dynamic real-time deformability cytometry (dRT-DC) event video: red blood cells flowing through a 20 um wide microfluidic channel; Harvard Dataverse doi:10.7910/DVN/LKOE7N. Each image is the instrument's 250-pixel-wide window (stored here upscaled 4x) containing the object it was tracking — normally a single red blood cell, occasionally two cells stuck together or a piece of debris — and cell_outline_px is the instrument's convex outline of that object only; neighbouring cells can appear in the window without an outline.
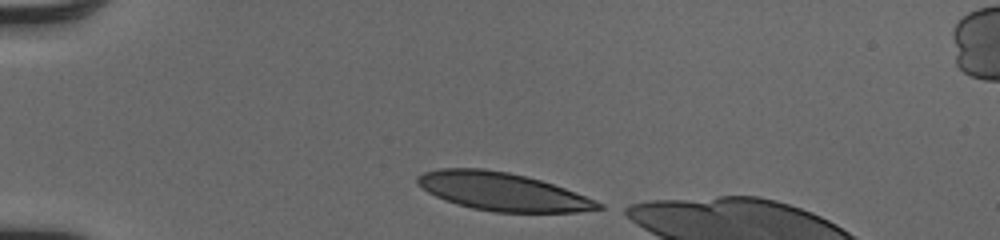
{"species": "human", "species_latin": "Homo sapiens", "temperature_condition": "cold", "stored_images_in_passage": 32, "camera_frame_rate_fps": 3000, "um_per_image_px": 0.085, "donor": {"sex": "male"}, "frame": {"image": 1, "passage_image": 1, "time_ms": 0.0, "image_size_px": [1000, 240], "cell_outline_px": [[604, 208], [576, 212], [496, 212], [472, 208], [456, 204], [444, 200], [428, 192], [416, 184], [416, 176], [424, 172], [440, 168], [484, 168], [508, 172], [540, 180], [564, 188], [596, 200], [604, 204]], "centroid_in_image_um": [42.67, 16.28], "position_along_channel_um": 42.3, "area_um2": 40.0}}
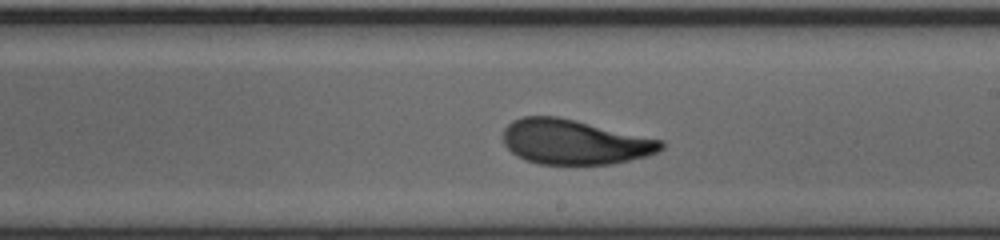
{"frame": {"image": 2, "passage_image": 19, "time_ms": 6.0, "image_size_px": [1000, 240], "cell_outline_px": [[664, 148], [648, 156], [612, 164], [540, 164], [516, 156], [504, 144], [504, 128], [512, 120], [524, 116], [556, 116], [576, 120], [664, 140]], "centroid_in_image_um": [48.85, 12.06], "position_along_channel_um": 240.2, "area_um2": 41.33}}
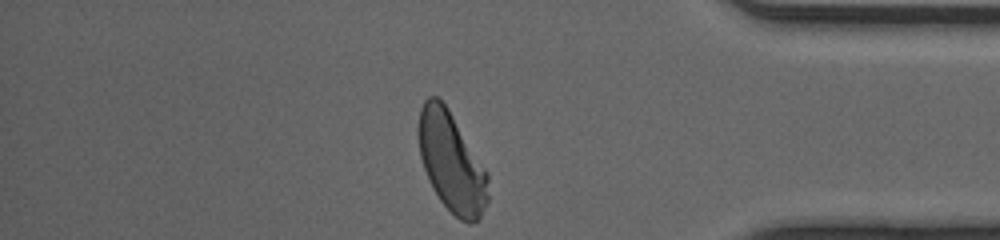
{"frame": {"image": 3, "passage_image": 32, "time_ms": 10.333, "image_size_px": [1000, 240], "cell_outline_px": [[488, 200], [480, 216], [472, 224], [468, 224], [460, 220], [440, 200], [432, 188], [428, 180], [420, 156], [416, 128], [420, 108], [424, 100], [428, 96], [436, 96], [448, 108], [488, 172]], "centroid_in_image_um": [38.35, 13.76], "position_along_channel_um": 396.8, "area_um2": 40.63}, "authors_computed_cell_mechanics": {"area_um2": 41.4426, "velocity_mm_per_s": 4.0765, "shape_relaxation_time_tau1_ms": 3.5478, "shape_relaxation_time_tau2_ms": 0.7979, "deformation_change_tau1": 0.1551, "deformation_change_tau2": 0.0634}}